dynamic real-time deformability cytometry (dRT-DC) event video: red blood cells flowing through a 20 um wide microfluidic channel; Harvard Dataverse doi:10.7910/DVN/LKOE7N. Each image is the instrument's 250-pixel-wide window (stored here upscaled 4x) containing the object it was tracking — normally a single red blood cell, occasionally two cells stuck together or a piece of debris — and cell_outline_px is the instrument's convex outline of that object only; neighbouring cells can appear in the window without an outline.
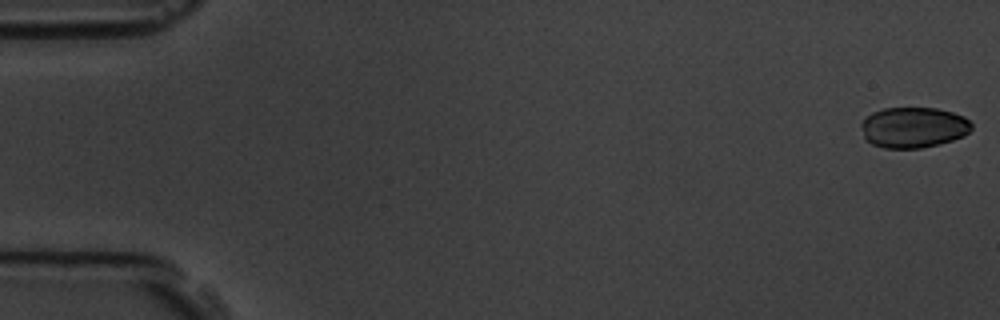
{"species": "common noctule bat (a hibernating species)", "species_latin": "Nyctalus noctula", "temperature_condition": "room temperature", "stored_images_in_passage": 6, "camera_frame_rate_fps": 3000, "um_per_image_px": 0.085, "animal": {"sex": "male", "body_mass_g": 19.5, "forearm_length_mm": 54.6}, "frame": {"image": 1, "passage_image": 1, "time_ms": 0.0, "image_size_px": [1000, 320], "cell_outline_px": [[972, 128], [964, 136], [952, 140], [920, 148], [884, 148], [872, 144], [864, 136], [860, 124], [872, 112], [884, 108], [936, 108], [952, 112], [964, 116], [972, 124]], "centroid_in_image_um": [77.65, 10.82], "position_along_channel_um": 7.4, "area_um2": 26.01}}
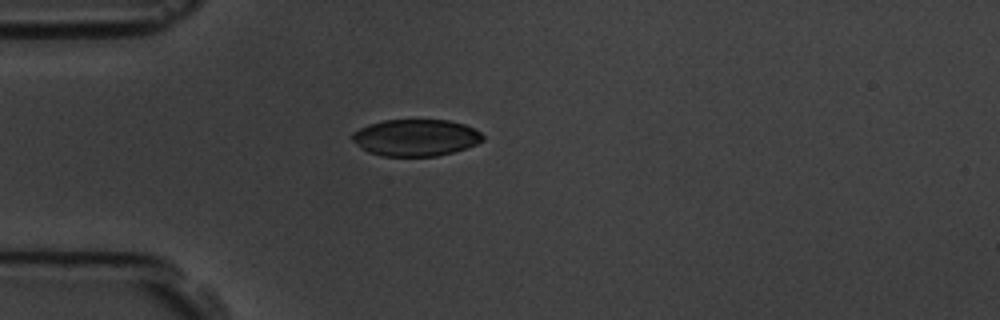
{"frame": {"image": 2, "passage_image": 5, "time_ms": 4.667, "image_size_px": [1000, 320], "cell_outline_px": [[484, 140], [476, 144], [452, 152], [436, 156], [380, 156], [368, 152], [360, 148], [352, 140], [352, 132], [368, 124], [384, 120], [448, 120], [464, 124], [480, 132], [484, 136]], "centroid_in_image_um": [35.3, 11.7], "position_along_channel_um": 49.7, "area_um2": 27.98}}